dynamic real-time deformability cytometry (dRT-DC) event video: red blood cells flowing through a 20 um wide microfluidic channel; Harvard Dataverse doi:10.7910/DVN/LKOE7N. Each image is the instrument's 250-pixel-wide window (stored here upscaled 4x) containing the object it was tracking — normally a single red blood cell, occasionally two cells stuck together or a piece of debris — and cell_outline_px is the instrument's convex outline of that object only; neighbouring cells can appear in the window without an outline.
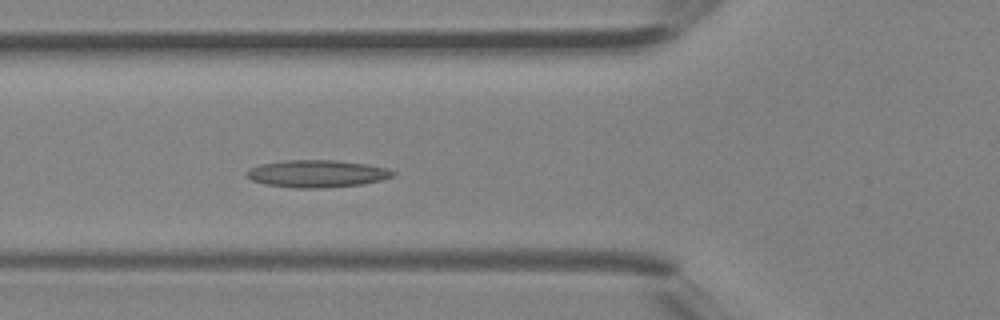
{"species": "Egyptian fruit bat (a non-hibernating species)", "species_latin": "Rousettus aegyptiacus", "temperature_condition": "room temperature", "stored_images_in_passage": 40, "segment_of_instrument_passage": [1, 2], "camera_frame_rate_fps": 3000, "um_per_image_px": 0.085, "animal": {"sex": "female"}, "frame": {"image": 1, "passage_image": 13, "time_ms": 4.0, "image_size_px": [1000, 320], "cell_outline_px": [[396, 172], [392, 176], [380, 180], [360, 184], [320, 188], [296, 188], [264, 184], [252, 180], [244, 176], [244, 172], [248, 168], [260, 164], [280, 160], [336, 160], [368, 164], [388, 168]], "centroid_in_image_um": [26.87, 14.75], "position_along_channel_um": 98.9, "area_um2": 23.47}}
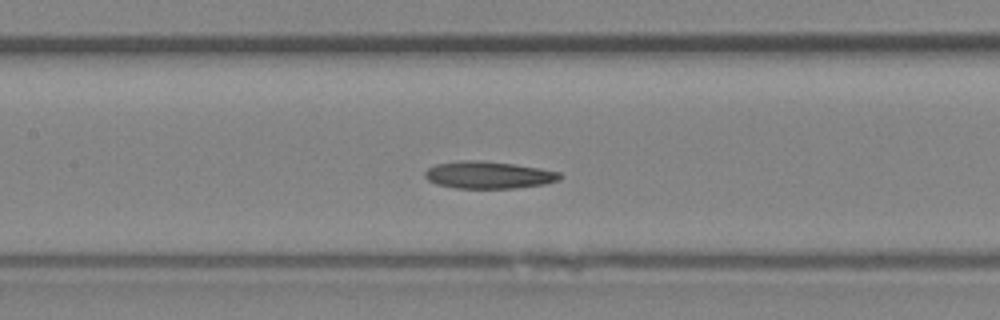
{"frame": {"image": 2, "passage_image": 17, "time_ms": 5.333, "image_size_px": [1000, 320], "cell_outline_px": [[560, 176], [556, 180], [544, 184], [512, 188], [456, 188], [436, 184], [428, 180], [424, 176], [424, 172], [428, 168], [436, 164], [460, 160], [484, 160], [512, 164], [560, 172]], "centroid_in_image_um": [41.44, 14.86], "position_along_channel_um": 166.0, "area_um2": 21.15}}
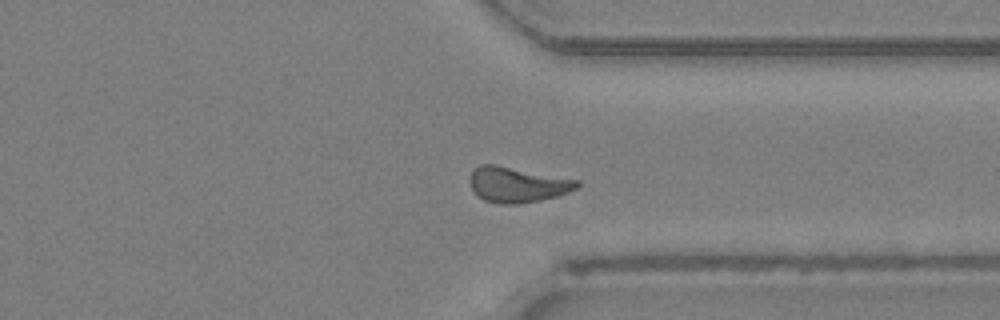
{"frame": {"image": 3, "passage_image": 29, "time_ms": 9.333, "image_size_px": [1000, 320], "cell_outline_px": [[580, 184], [576, 188], [560, 196], [516, 204], [500, 204], [484, 200], [472, 188], [472, 168], [480, 164], [496, 164], [580, 180]], "centroid_in_image_um": [44.01, 15.68], "position_along_channel_um": 367.4, "area_um2": 21.96}}